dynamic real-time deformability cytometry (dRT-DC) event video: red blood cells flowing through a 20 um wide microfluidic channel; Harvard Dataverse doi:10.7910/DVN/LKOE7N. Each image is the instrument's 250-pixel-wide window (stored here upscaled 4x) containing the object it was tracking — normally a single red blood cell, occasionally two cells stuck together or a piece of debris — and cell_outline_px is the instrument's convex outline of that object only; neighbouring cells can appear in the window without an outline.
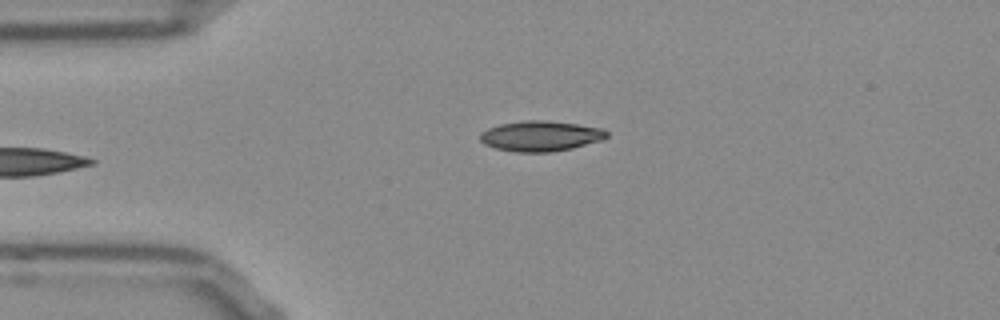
{"species": "Egyptian fruit bat (a non-hibernating species)", "species_latin": "Rousettus aegyptiacus", "temperature_condition": "room temperature", "stored_images_in_passage": 32, "camera_frame_rate_fps": 3000, "um_per_image_px": 0.085, "frame": {"image": 1, "passage_image": 1, "time_ms": 0.0, "image_size_px": [1000, 320], "cell_outline_px": [[608, 136], [604, 140], [572, 148], [548, 152], [516, 152], [496, 148], [484, 144], [480, 140], [480, 132], [488, 128], [500, 124], [524, 120], [548, 120], [604, 128], [608, 132]], "centroid_in_image_um": [45.97, 11.55], "position_along_channel_um": 39.0, "area_um2": 22.54}}
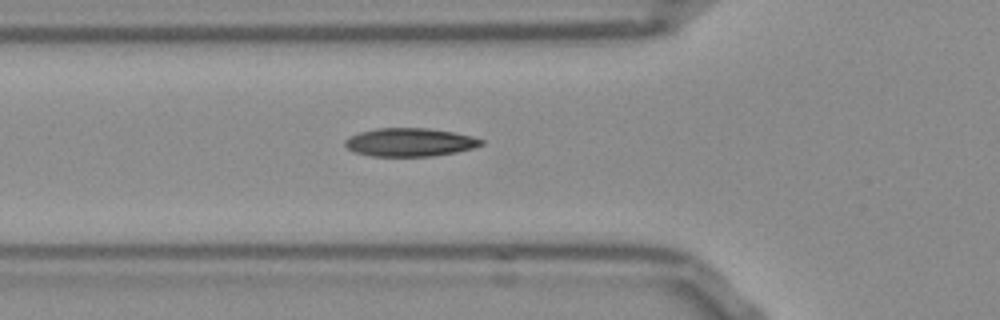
{"frame": {"image": 2, "passage_image": 7, "time_ms": 2.0, "image_size_px": [1000, 320], "cell_outline_px": [[484, 144], [472, 148], [456, 152], [432, 156], [372, 156], [356, 152], [348, 148], [344, 144], [344, 140], [360, 132], [376, 128], [428, 128], [452, 132], [472, 136], [484, 140]], "centroid_in_image_um": [34.85, 12.09], "position_along_channel_um": 90.9, "area_um2": 22.31}}
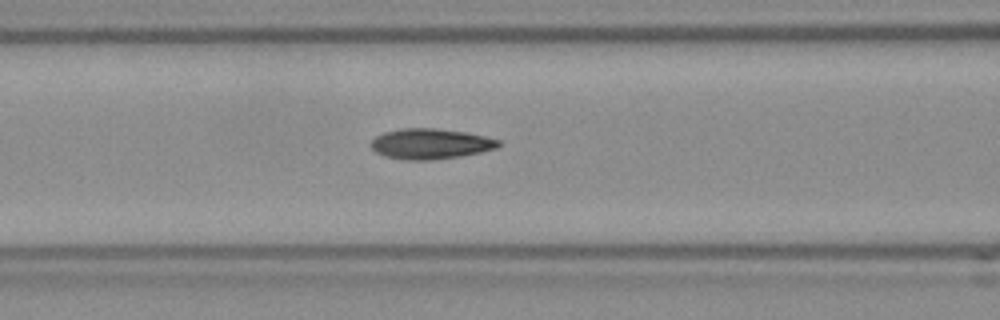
{"frame": {"image": 3, "passage_image": 10, "time_ms": 3.0, "image_size_px": [1000, 320], "cell_outline_px": [[500, 144], [496, 148], [480, 152], [456, 156], [428, 160], [404, 160], [388, 156], [376, 152], [372, 148], [372, 140], [376, 136], [384, 132], [400, 128], [436, 128], [468, 132], [500, 140]], "centroid_in_image_um": [36.59, 12.2], "position_along_channel_um": 130.0, "area_um2": 22.37}, "authors_computed_cell_mechanics": {"area_um2": 22.1374, "velocity_mm_per_s": 3.8172, "shape_relaxation_time_tau1_ms": 5.1225, "shape_relaxation_time_tau2_ms": 2.1631, "deformation_change_tau1": 0.1598, "deformation_change_tau2": 0.0854}}